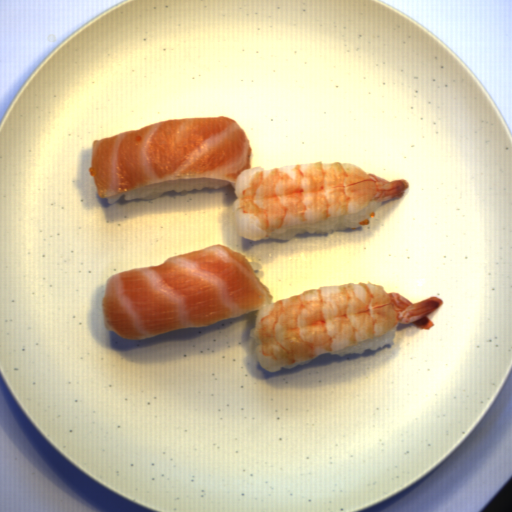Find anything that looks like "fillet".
Instances as JSON below:
<instances>
[{
	"instance_id": "obj_2",
	"label": "fillet",
	"mask_w": 512,
	"mask_h": 512,
	"mask_svg": "<svg viewBox=\"0 0 512 512\" xmlns=\"http://www.w3.org/2000/svg\"><path fill=\"white\" fill-rule=\"evenodd\" d=\"M251 145L232 118L191 117L148 124L92 140L90 175L99 198L155 183L222 179L251 168Z\"/></svg>"
},
{
	"instance_id": "obj_1",
	"label": "fillet",
	"mask_w": 512,
	"mask_h": 512,
	"mask_svg": "<svg viewBox=\"0 0 512 512\" xmlns=\"http://www.w3.org/2000/svg\"><path fill=\"white\" fill-rule=\"evenodd\" d=\"M272 299L246 257L217 243L109 276L101 307L106 329L140 340L242 317Z\"/></svg>"
}]
</instances>
